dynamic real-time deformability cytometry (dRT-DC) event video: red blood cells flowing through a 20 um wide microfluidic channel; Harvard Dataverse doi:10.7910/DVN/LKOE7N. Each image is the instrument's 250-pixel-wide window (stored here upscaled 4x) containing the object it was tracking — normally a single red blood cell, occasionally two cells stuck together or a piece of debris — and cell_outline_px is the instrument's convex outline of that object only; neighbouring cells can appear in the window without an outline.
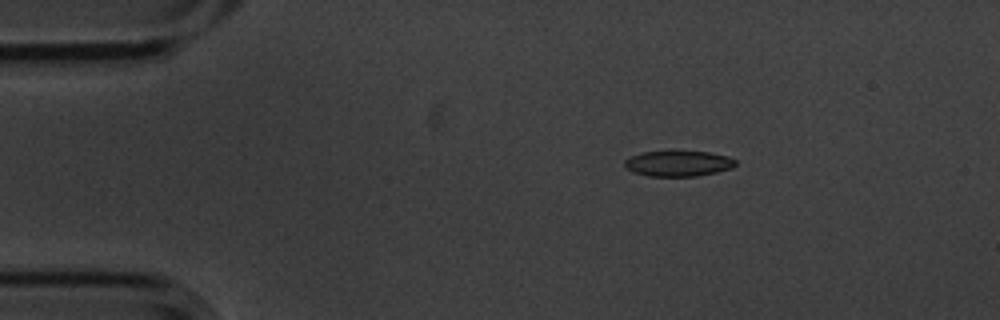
{"species": "common noctule bat (a hibernating species)", "species_latin": "Nyctalus noctula", "temperature_condition": "cold", "stored_images_in_passage": 3, "camera_frame_rate_fps": 3000, "um_per_image_px": 0.085, "animal": {"sex": "male", "body_mass_g": 20.1, "forearm_length_mm": 53.5}, "frame": {"image": 1, "passage_image": 2, "time_ms": 0.333, "image_size_px": [1000, 320], "cell_outline_px": [[736, 164], [732, 168], [716, 172], [696, 176], [648, 176], [632, 172], [624, 168], [624, 160], [632, 156], [644, 152], [708, 152], [728, 156], [736, 160]], "centroid_in_image_um": [57.64, 13.91], "position_along_channel_um": 27.4, "area_um2": 16.42}}